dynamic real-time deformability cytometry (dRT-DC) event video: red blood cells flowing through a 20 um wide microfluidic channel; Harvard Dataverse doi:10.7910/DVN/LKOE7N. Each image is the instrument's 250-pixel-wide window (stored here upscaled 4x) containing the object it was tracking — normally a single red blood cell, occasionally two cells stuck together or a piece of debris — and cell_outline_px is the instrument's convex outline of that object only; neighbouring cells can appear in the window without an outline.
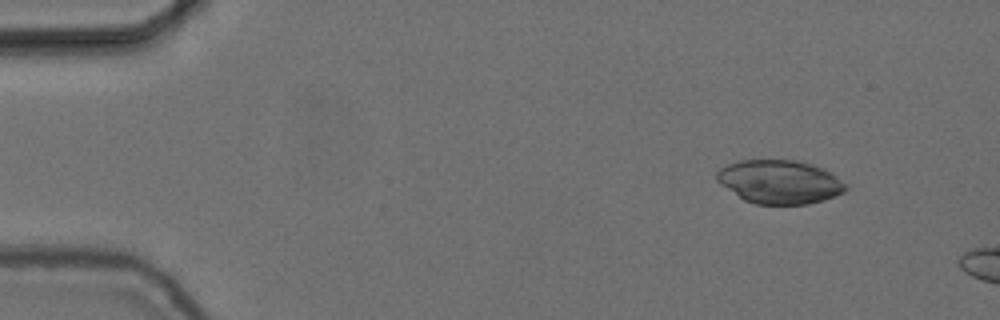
{"species": "common noctule bat (a hibernating species)", "species_latin": "Nyctalus noctula", "temperature_condition": "cold", "stored_images_in_passage": 10, "camera_frame_rate_fps": 3000, "um_per_image_px": 0.085, "animal": {"sex": "female", "body_mass_g": 24.6, "forearm_length_mm": 56.2}, "frame": {"image": 1, "passage_image": 5, "time_ms": 1.333, "image_size_px": [1000, 320], "cell_outline_px": [[848, 188], [844, 192], [824, 200], [808, 204], [756, 204], [744, 200], [720, 184], [716, 180], [716, 172], [720, 168], [728, 164], [740, 160], [796, 160], [812, 164], [824, 168], [848, 184]], "centroid_in_image_um": [66.28, 15.45], "position_along_channel_um": 18.7, "area_um2": 32.95}}